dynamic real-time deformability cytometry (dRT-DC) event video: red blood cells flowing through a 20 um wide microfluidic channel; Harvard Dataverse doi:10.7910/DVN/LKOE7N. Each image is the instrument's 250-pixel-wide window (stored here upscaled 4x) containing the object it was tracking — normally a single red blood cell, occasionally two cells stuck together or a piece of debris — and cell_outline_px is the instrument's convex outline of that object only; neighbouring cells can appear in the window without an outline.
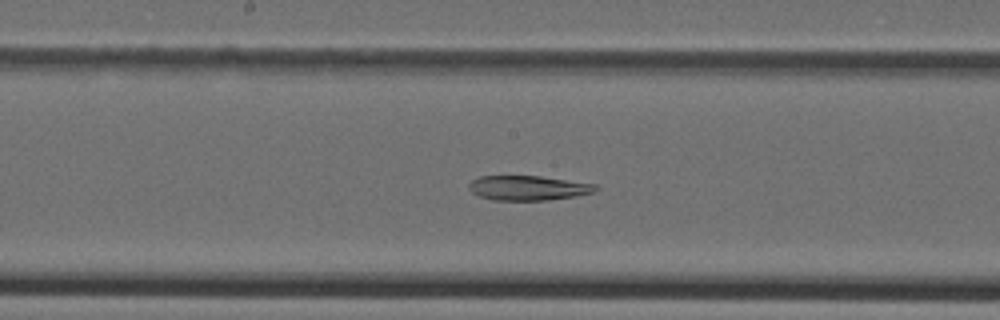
{"species": "Egyptian fruit bat (a non-hibernating species)", "species_latin": "Rousettus aegyptiacus", "temperature_condition": "cold", "stored_images_in_passage": 35, "segment_of_instrument_passage": [1, 2], "camera_frame_rate_fps": 3000, "um_per_image_px": 0.085, "animal": {"sex": "female"}, "frame": {"image": 1, "passage_image": 12, "time_ms": 3.667, "image_size_px": [1000, 320], "cell_outline_px": [[600, 188], [592, 192], [576, 196], [548, 200], [496, 200], [480, 196], [472, 192], [468, 188], [468, 184], [472, 180], [480, 176], [540, 176], [596, 184]], "centroid_in_image_um": [44.9, 15.97], "position_along_channel_um": 203.3, "area_um2": 18.15}}
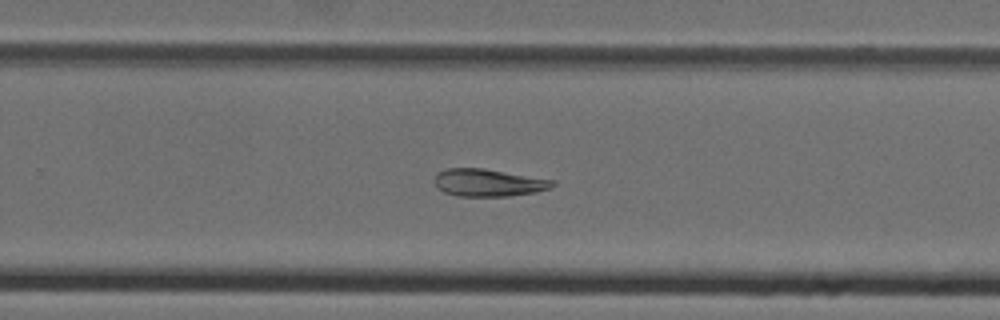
{"frame": {"image": 2, "passage_image": 18, "time_ms": 5.667, "image_size_px": [1000, 320], "cell_outline_px": [[556, 184], [552, 188], [536, 192], [508, 196], [460, 196], [444, 192], [436, 188], [432, 180], [436, 172], [444, 168], [484, 168], [556, 180]], "centroid_in_image_um": [41.49, 15.52], "position_along_channel_um": 288.3, "area_um2": 19.31}}
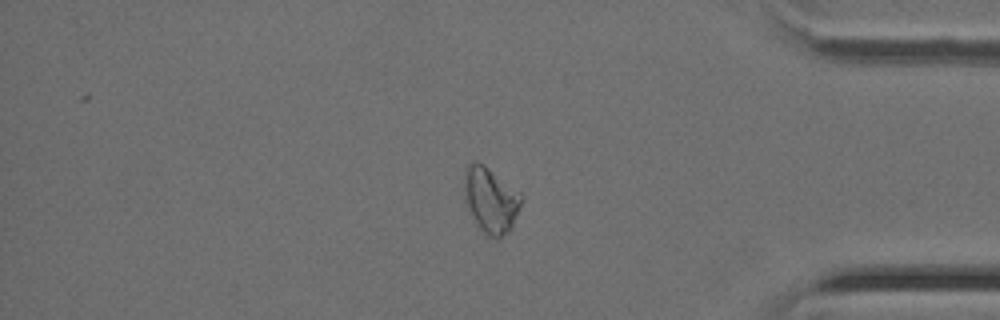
{"frame": {"image": 3, "passage_image": 27, "time_ms": 8.667, "image_size_px": [1000, 320], "cell_outline_px": [[524, 196], [512, 228], [508, 232], [496, 240], [488, 236], [476, 224], [468, 212], [464, 196], [464, 168], [468, 164], [476, 160], [488, 168], [520, 192]], "centroid_in_image_um": [41.69, 17.01], "position_along_channel_um": 393.5, "area_um2": 22.08}}